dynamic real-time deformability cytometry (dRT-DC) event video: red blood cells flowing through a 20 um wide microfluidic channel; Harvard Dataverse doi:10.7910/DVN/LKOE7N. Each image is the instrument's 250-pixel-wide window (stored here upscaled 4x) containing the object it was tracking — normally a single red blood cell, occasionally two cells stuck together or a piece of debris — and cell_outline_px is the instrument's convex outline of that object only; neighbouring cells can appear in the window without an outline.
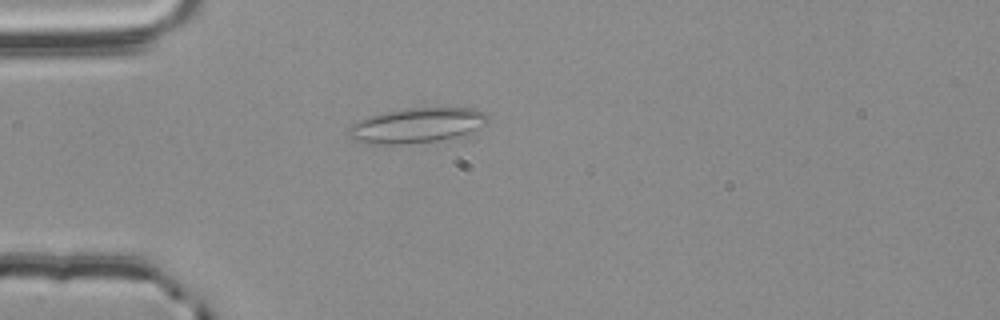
{"species": "common noctule bat (a hibernating species)", "species_latin": "Nyctalus noctula", "temperature_condition": "room temperature", "stored_images_in_passage": 50, "camera_frame_rate_fps": 3000, "um_per_image_px": 0.085, "animal": {"sex": "male", "body_mass_g": 20.4}, "frame": {"image": 1, "passage_image": 11, "time_ms": 3.333, "image_size_px": [1000, 320], "cell_outline_px": [[488, 120], [484, 124], [472, 132], [464, 136], [440, 140], [404, 144], [368, 144], [352, 140], [348, 136], [348, 128], [352, 124], [368, 116], [380, 112], [408, 108], [472, 108], [484, 112], [488, 116]], "centroid_in_image_um": [35.4, 10.66], "position_along_channel_um": 49.6, "area_um2": 28.67}}
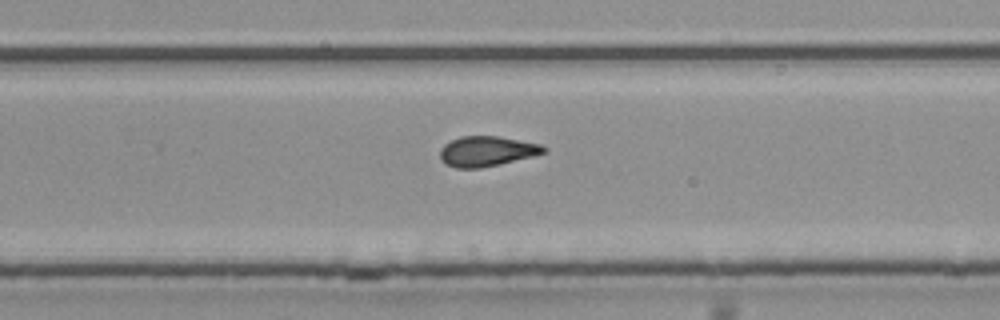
{"frame": {"image": 2, "passage_image": 31, "time_ms": 10.0, "image_size_px": [1000, 320], "cell_outline_px": [[548, 152], [500, 164], [480, 168], [456, 168], [440, 160], [440, 148], [444, 144], [460, 136], [500, 136], [540, 144], [548, 148]], "centroid_in_image_um": [41.39, 12.85], "position_along_channel_um": 288.4, "area_um2": 18.26}}
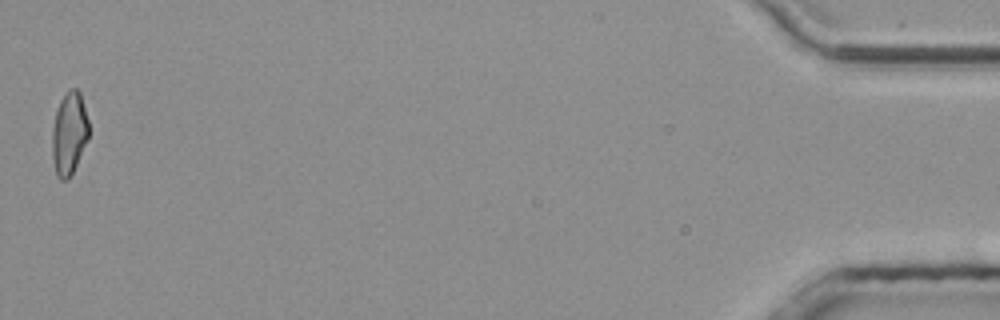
{"frame": {"image": 3, "passage_image": 50, "time_ms": 16.333, "image_size_px": [1000, 320], "cell_outline_px": [[88, 140], [68, 180], [60, 180], [56, 176], [52, 156], [52, 128], [56, 112], [60, 100], [68, 88], [76, 88], [80, 92], [88, 120]], "centroid_in_image_um": [5.87, 11.33], "position_along_channel_um": 429.3, "area_um2": 17.69}, "authors_computed_cell_mechanics": {"area_um2": 18.5249, "velocity_mm_per_s": 3.8028, "shape_relaxation_time_tau1_ms": null, "shape_relaxation_time_tau2_ms": 2.747, "deformation_change_tau1": null, "deformation_change_tau2": 0.0915}}